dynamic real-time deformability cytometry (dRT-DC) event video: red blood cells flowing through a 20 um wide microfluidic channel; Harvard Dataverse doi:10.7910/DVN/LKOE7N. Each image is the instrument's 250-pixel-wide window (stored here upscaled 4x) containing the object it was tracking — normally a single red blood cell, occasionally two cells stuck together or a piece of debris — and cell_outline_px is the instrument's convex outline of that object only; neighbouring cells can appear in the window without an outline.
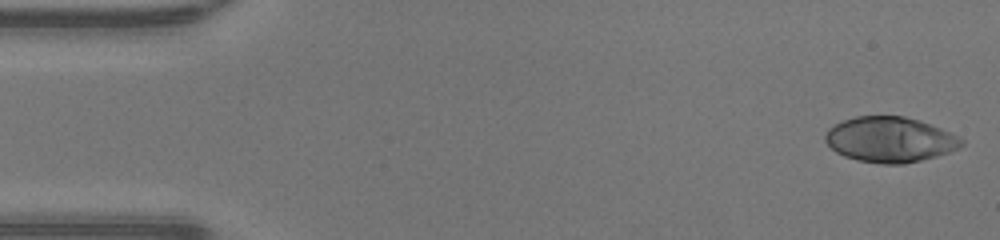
{"species": "human", "species_latin": "Homo sapiens", "temperature_condition": "warm", "stored_images_in_passage": 47, "camera_frame_rate_fps": 3000, "um_per_image_px": 0.085, "donor": {"sex": "male"}, "frame": {"image": 1, "passage_image": 1, "time_ms": 0.0, "image_size_px": [1000, 240], "cell_outline_px": [[964, 144], [948, 152], [936, 156], [904, 164], [880, 164], [856, 160], [844, 156], [836, 152], [824, 140], [824, 136], [828, 128], [844, 120], [856, 116], [904, 116], [920, 120], [940, 128], [964, 140]], "centroid_in_image_um": [75.61, 11.86], "position_along_channel_um": 9.4, "area_um2": 35.84}}
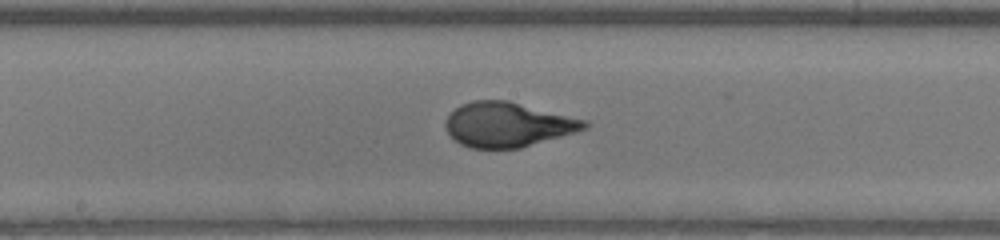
{"frame": {"image": 2, "passage_image": 24, "time_ms": 7.667, "image_size_px": [1000, 240], "cell_outline_px": [[588, 128], [576, 132], [520, 148], [468, 148], [460, 144], [448, 132], [444, 124], [448, 116], [460, 104], [472, 100], [508, 100], [588, 120]], "centroid_in_image_um": [43.17, 10.58], "position_along_channel_um": 205.0, "area_um2": 36.18}}
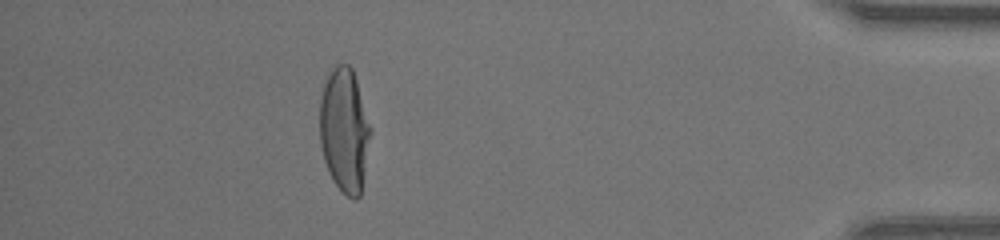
{"frame": {"image": 3, "passage_image": 42, "time_ms": 13.667, "image_size_px": [1000, 240], "cell_outline_px": [[372, 132], [360, 196], [356, 200], [352, 200], [340, 192], [332, 180], [324, 160], [320, 144], [320, 100], [324, 84], [328, 72], [336, 64], [348, 64], [352, 68], [372, 128]], "centroid_in_image_um": [29.28, 11.1], "position_along_channel_um": 405.9, "area_um2": 37.22}, "authors_computed_cell_mechanics": {"area_um2": 35.8938, "velocity_mm_per_s": 4.2991, "shape_relaxation_time_tau1_ms": 5.2753, "shape_relaxation_time_tau2_ms": null, "deformation_change_tau1": 0.3102, "deformation_change_tau2": null}}